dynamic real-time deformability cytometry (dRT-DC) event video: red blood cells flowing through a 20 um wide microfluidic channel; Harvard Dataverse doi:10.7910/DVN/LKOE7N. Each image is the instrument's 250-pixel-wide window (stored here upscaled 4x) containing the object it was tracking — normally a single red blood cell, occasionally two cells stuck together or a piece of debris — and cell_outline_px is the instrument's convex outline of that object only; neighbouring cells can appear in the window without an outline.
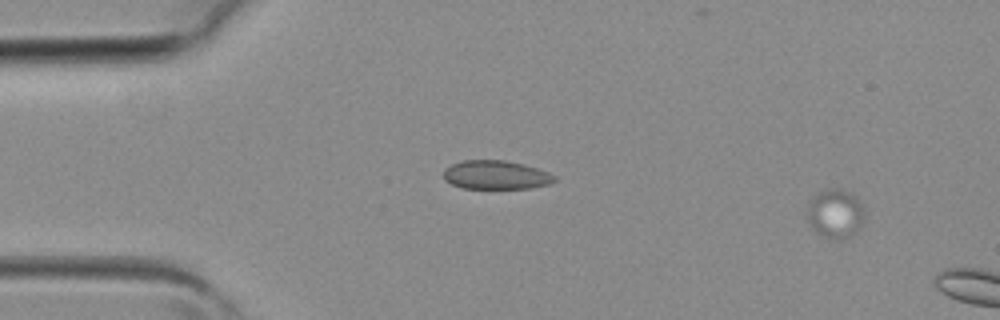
{"species": "common noctule bat (a hibernating species)", "species_latin": "Nyctalus noctula", "temperature_condition": "room temperature", "stored_images_in_passage": 2, "camera_frame_rate_fps": 3000, "um_per_image_px": 0.085, "animal": {"sex": "female", "body_mass_g": 19.3, "forearm_length_mm": 54.1}, "frame": {"image": 1, "passage_image": 2, "time_ms": 0.333, "image_size_px": [1000, 320], "cell_outline_px": [[864, 220], [860, 228], [852, 236], [840, 240], [824, 236], [816, 232], [812, 228], [808, 220], [808, 200], [816, 192], [824, 188], [840, 188], [852, 192], [864, 204]], "centroid_in_image_um": [71.03, 18.11], "position_along_channel_um": 14.0, "area_um2": 16.99}}